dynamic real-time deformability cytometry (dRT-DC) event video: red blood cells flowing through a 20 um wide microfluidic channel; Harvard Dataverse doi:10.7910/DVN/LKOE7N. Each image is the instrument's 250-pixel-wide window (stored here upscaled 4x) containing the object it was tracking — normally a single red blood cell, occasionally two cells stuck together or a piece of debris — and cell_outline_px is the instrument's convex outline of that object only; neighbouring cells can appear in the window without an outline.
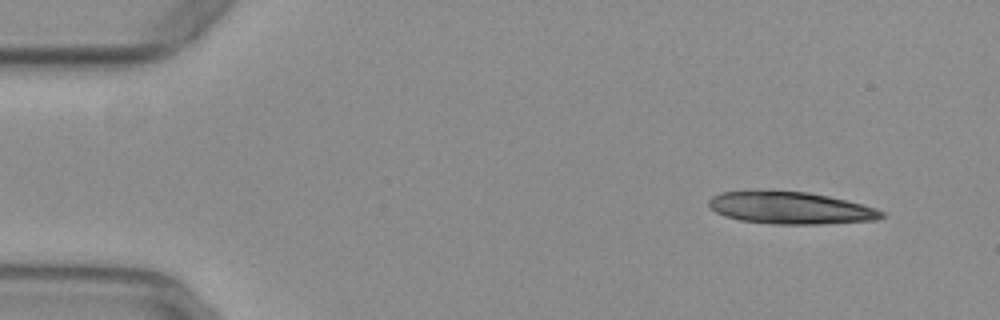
{"species": "common noctule bat (a hibernating species)", "species_latin": "Nyctalus noctula", "temperature_condition": "warm", "stored_images_in_passage": 48, "camera_frame_rate_fps": 3000, "um_per_image_px": 0.085, "animal": {"sex": "female", "body_mass_g": 29.2, "forearm_length_mm": 56.3}, "frame": {"image": 1, "passage_image": 1, "time_ms": 0.0, "image_size_px": [1000, 320], "cell_outline_px": [[888, 216], [876, 220], [820, 224], [772, 224], [740, 220], [724, 216], [716, 212], [708, 204], [708, 200], [712, 196], [720, 192], [808, 192], [828, 196], [876, 208], [884, 212]], "centroid_in_image_um": [67.23, 17.7], "position_along_channel_um": 17.8, "area_um2": 31.91}}
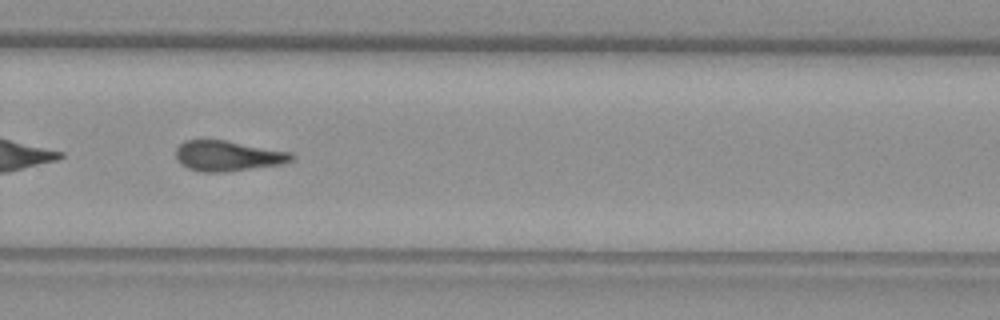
{"frame": {"image": 2, "passage_image": 32, "time_ms": 10.333, "image_size_px": [1000, 320], "cell_outline_px": [[296, 160], [288, 164], [224, 172], [200, 172], [188, 168], [180, 164], [176, 160], [176, 148], [184, 140], [224, 140], [292, 152], [296, 156]], "centroid_in_image_um": [19.43, 13.26], "position_along_channel_um": 310.4, "area_um2": 20.92}}
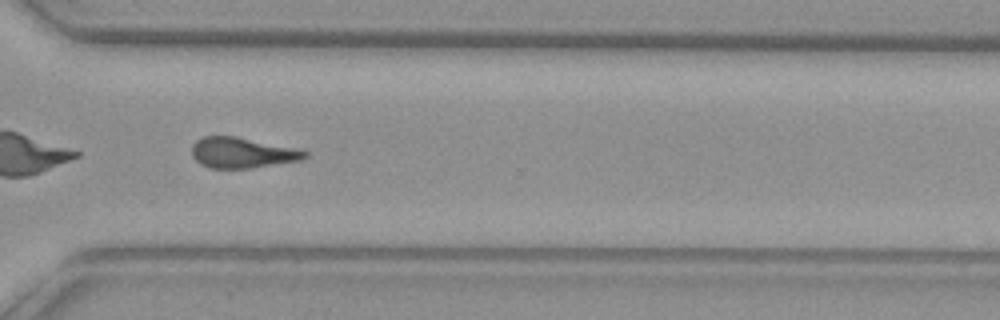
{"frame": {"image": 3, "passage_image": 35, "time_ms": 11.333, "image_size_px": [1000, 320], "cell_outline_px": [[308, 156], [304, 160], [252, 168], [208, 168], [200, 164], [192, 156], [192, 144], [196, 140], [204, 136], [236, 136], [300, 148], [308, 152]], "centroid_in_image_um": [20.64, 12.98], "position_along_channel_um": 350.0, "area_um2": 20.58}, "authors_computed_cell_mechanics": {"area_um2": 21.2415, "velocity_mm_per_s": 3.9484, "shape_relaxation_time_tau1_ms": null, "shape_relaxation_time_tau2_ms": 8.9403, "deformation_change_tau1": null, "deformation_change_tau2": 0.2379}}